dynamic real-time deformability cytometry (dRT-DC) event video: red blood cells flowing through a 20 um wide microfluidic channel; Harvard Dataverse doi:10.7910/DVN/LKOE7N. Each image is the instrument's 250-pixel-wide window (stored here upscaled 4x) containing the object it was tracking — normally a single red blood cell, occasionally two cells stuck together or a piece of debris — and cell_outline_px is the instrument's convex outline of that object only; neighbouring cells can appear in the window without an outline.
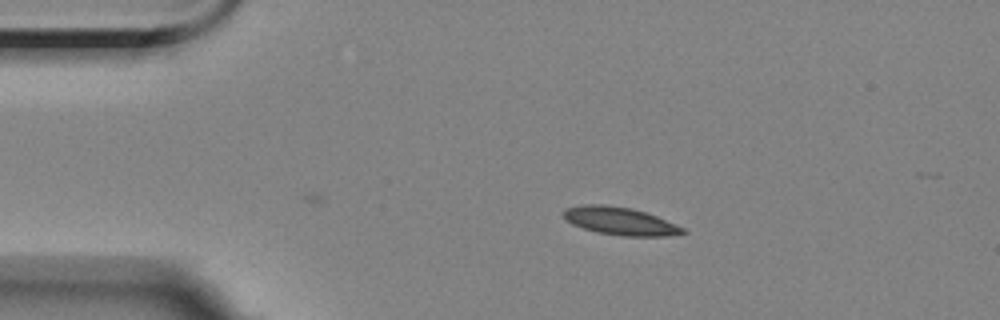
{"species": "Egyptian fruit bat (a non-hibernating species)", "species_latin": "Rousettus aegyptiacus", "temperature_condition": "room temperature", "stored_images_in_passage": 3, "camera_frame_rate_fps": 3000, "um_per_image_px": 0.085, "animal": {"sex": "female"}, "frame": {"image": 1, "passage_image": 3, "time_ms": 2.333, "image_size_px": [1000, 320], "cell_outline_px": [[688, 232], [668, 236], [624, 236], [596, 232], [572, 224], [564, 216], [564, 208], [584, 204], [604, 204], [632, 208], [656, 216], [676, 224], [684, 228]], "centroid_in_image_um": [52.72, 18.79], "position_along_channel_um": 32.3, "area_um2": 19.25}}